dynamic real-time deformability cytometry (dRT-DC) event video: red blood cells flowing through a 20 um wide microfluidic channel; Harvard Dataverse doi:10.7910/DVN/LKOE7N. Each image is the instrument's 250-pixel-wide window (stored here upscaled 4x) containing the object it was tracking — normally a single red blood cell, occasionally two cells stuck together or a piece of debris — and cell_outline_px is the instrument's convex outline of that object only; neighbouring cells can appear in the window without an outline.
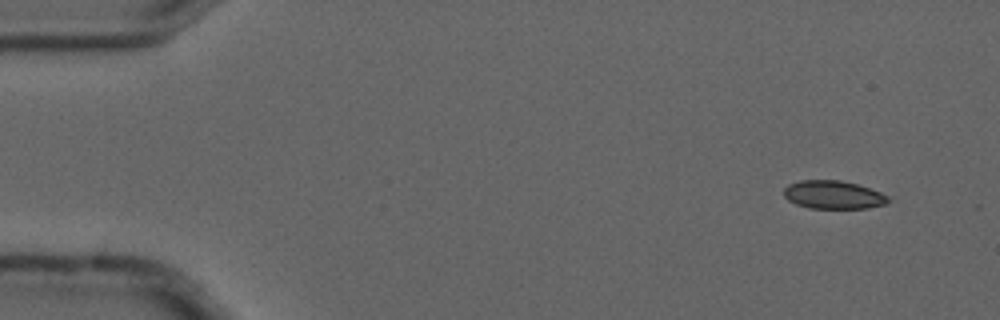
{"species": "common noctule bat (a hibernating species)", "species_latin": "Nyctalus noctula", "temperature_condition": "cold", "stored_images_in_passage": 6, "camera_frame_rate_fps": 3000, "um_per_image_px": 0.085, "animal": {"sex": "male", "forearm_length_mm": 52.5}, "frame": {"image": 1, "passage_image": 1, "time_ms": 0.0, "image_size_px": [1000, 320], "cell_outline_px": [[888, 200], [884, 204], [868, 208], [808, 208], [796, 204], [788, 200], [784, 196], [784, 188], [788, 184], [800, 180], [840, 180], [856, 184], [880, 192], [888, 196]], "centroid_in_image_um": [70.78, 16.55], "position_along_channel_um": 14.2, "area_um2": 17.05}}
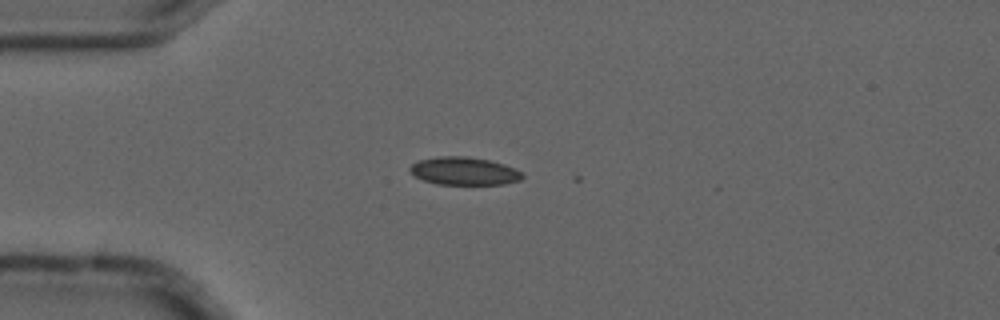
{"frame": {"image": 2, "passage_image": 4, "time_ms": 1.0, "image_size_px": [1000, 320], "cell_outline_px": [[524, 176], [520, 180], [504, 184], [436, 184], [424, 180], [416, 176], [408, 168], [412, 164], [420, 160], [440, 156], [464, 156], [488, 160], [504, 164], [516, 168], [524, 172]], "centroid_in_image_um": [39.5, 14.54], "position_along_channel_um": 45.5, "area_um2": 18.21}}
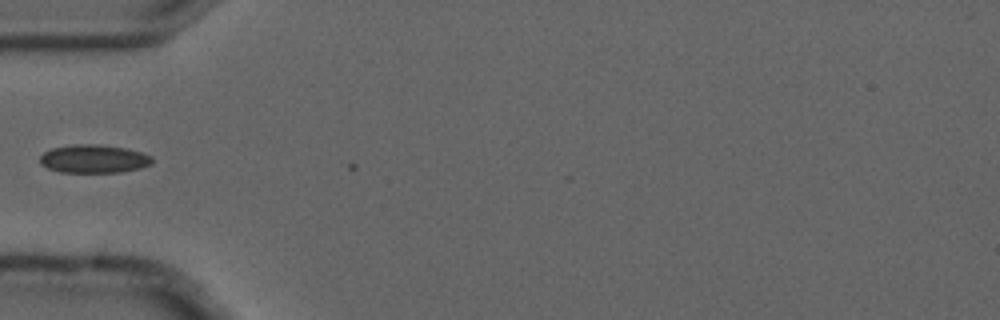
{"frame": {"image": 3, "passage_image": 5, "time_ms": 1.333, "image_size_px": [1000, 320], "cell_outline_px": [[152, 164], [140, 168], [120, 172], [60, 172], [48, 168], [40, 164], [40, 156], [44, 152], [52, 148], [72, 144], [100, 144], [128, 148], [152, 156]], "centroid_in_image_um": [7.97, 13.49], "position_along_channel_um": 77.0, "area_um2": 18.61}}